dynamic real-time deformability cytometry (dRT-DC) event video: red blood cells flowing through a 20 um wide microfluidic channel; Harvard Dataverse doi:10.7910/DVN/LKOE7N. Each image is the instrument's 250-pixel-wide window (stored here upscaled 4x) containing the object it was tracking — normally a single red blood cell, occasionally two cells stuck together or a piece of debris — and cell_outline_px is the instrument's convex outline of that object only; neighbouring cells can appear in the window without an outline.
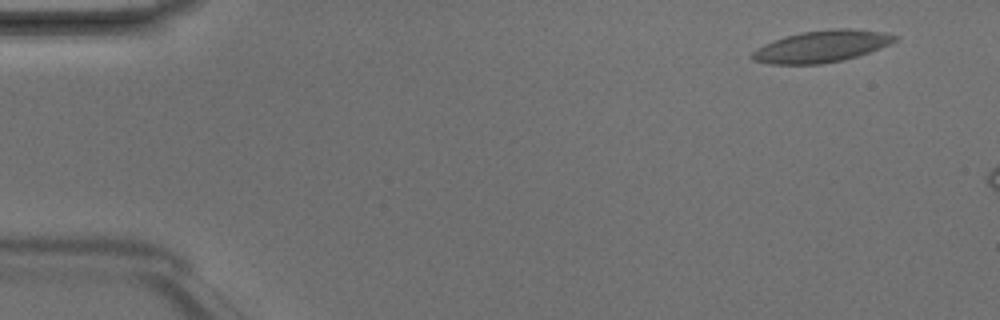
{"species": "Egyptian fruit bat (a non-hibernating species)", "species_latin": "Rousettus aegyptiacus", "temperature_condition": "room temperature", "stored_images_in_passage": 3, "camera_frame_rate_fps": 3000, "um_per_image_px": 0.085, "animal": {"sex": "male"}, "frame": {"image": 1, "passage_image": 1, "time_ms": 0.0, "image_size_px": [1000, 320], "cell_outline_px": [[896, 40], [888, 44], [868, 52], [856, 56], [840, 60], [820, 64], [768, 64], [752, 60], [752, 52], [756, 48], [764, 44], [800, 32], [832, 28], [848, 28], [884, 32], [896, 36]], "centroid_in_image_um": [69.8, 3.94], "position_along_channel_um": 15.2, "area_um2": 26.01}}